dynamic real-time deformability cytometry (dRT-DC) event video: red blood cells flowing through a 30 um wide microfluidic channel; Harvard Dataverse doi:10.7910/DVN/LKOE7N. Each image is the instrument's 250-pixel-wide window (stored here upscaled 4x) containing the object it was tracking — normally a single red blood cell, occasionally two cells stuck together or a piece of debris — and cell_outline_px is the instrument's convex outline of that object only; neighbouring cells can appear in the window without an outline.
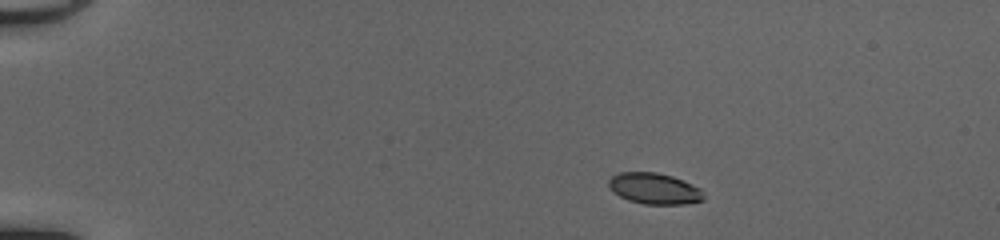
{"species": "common noctule bat (a hibernating species)", "species_latin": "Nyctalus noctula", "temperature_condition": "cold", "stored_images_in_passage": 42, "camera_frame_rate_fps": 3000, "um_per_image_px": 0.085, "animal": {"sex": "female", "body_mass_g": 20.0, "forearm_length_mm": 54.0}, "frame": {"image": 1, "passage_image": 1, "time_ms": 0.0, "image_size_px": [1000, 240], "cell_outline_px": [[704, 200], [684, 204], [644, 204], [628, 200], [612, 192], [608, 188], [608, 180], [612, 176], [620, 172], [656, 172], [672, 176], [692, 184], [700, 188], [704, 192]], "centroid_in_image_um": [55.6, 16.03], "position_along_channel_um": 29.4, "area_um2": 17.34}}
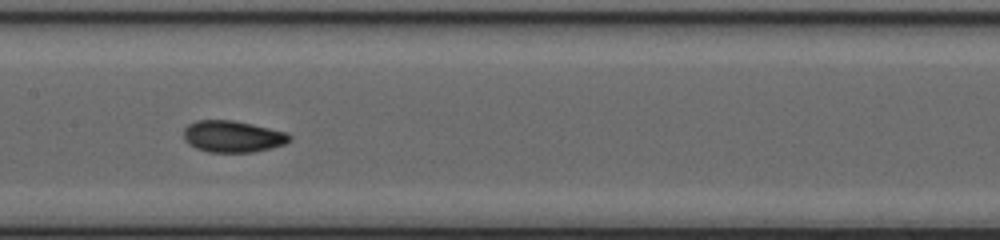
{"frame": {"image": 2, "passage_image": 19, "time_ms": 6.0, "image_size_px": [1000, 240], "cell_outline_px": [[292, 140], [284, 144], [272, 148], [252, 152], [208, 152], [196, 148], [188, 144], [184, 140], [184, 128], [188, 124], [196, 120], [232, 120], [252, 124], [288, 132], [292, 136]], "centroid_in_image_um": [19.79, 11.6], "position_along_channel_um": 187.6, "area_um2": 19.71}}
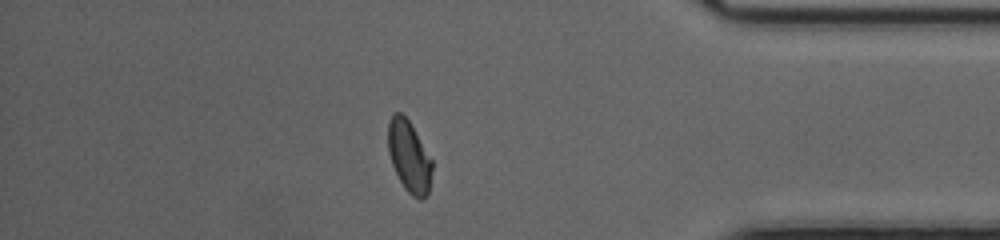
{"frame": {"image": 3, "passage_image": 36, "time_ms": 11.667, "image_size_px": [1000, 240], "cell_outline_px": [[432, 168], [428, 192], [424, 200], [420, 200], [412, 196], [404, 188], [392, 164], [388, 152], [388, 124], [392, 116], [396, 112], [400, 112], [408, 120], [432, 160]], "centroid_in_image_um": [34.77, 13.34], "position_along_channel_um": 400.4, "area_um2": 18.03}, "authors_computed_cell_mechanics": {"area_um2": 18.7272, "velocity_mm_per_s": 4.1721, "shape_relaxation_time_tau1_ms": 4.3097, "shape_relaxation_time_tau2_ms": 1.3924, "deformation_change_tau1": 0.1324, "deformation_change_tau2": 0.0425}}